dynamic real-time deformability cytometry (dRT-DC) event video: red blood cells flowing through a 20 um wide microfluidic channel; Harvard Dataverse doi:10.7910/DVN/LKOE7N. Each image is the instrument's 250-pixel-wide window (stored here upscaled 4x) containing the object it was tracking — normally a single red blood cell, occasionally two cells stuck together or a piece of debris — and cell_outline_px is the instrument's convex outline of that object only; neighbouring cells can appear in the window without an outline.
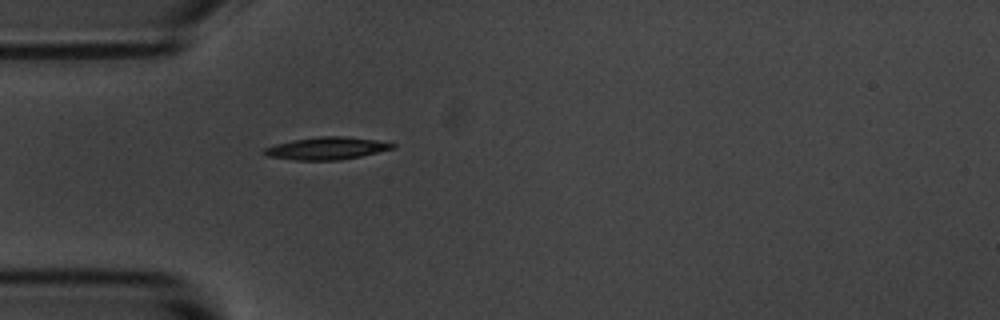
{"species": "common noctule bat (a hibernating species)", "species_latin": "Nyctalus noctula", "temperature_condition": "room temperature", "stored_images_in_passage": 1, "camera_frame_rate_fps": 3000, "um_per_image_px": 0.085, "animal": {"sex": "male", "body_mass_g": 20.1, "forearm_length_mm": 53.5}, "frame": {"image": 1, "passage_image": 1, "time_ms": 0.0, "image_size_px": [1000, 320], "cell_outline_px": [[396, 148], [360, 156], [340, 160], [296, 160], [268, 156], [264, 152], [264, 148], [276, 144], [296, 140], [320, 136], [344, 136], [376, 140], [396, 144]], "centroid_in_image_um": [27.81, 12.61], "position_along_channel_um": 57.2, "area_um2": 16.53}}